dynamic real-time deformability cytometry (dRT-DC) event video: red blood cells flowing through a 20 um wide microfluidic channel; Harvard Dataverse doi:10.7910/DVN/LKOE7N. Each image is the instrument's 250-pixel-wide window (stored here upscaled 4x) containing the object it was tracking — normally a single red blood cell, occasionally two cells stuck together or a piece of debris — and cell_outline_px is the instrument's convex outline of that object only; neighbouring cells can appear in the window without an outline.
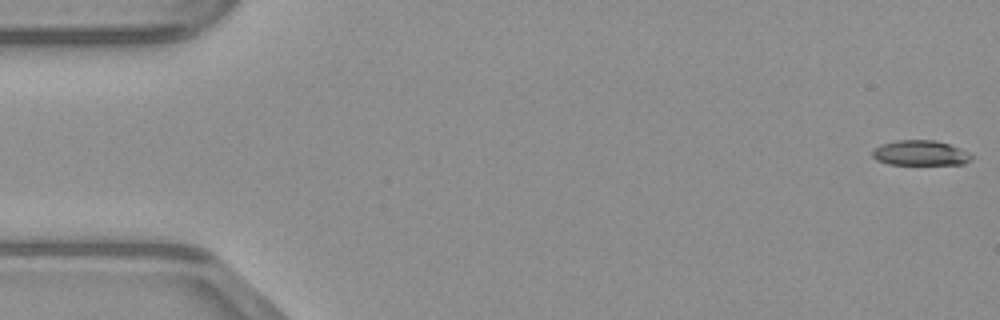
{"species": "common noctule bat (a hibernating species)", "species_latin": "Nyctalus noctula", "temperature_condition": "warm", "stored_images_in_passage": 48, "camera_frame_rate_fps": 3000, "um_per_image_px": 0.085, "animal": {"sex": "male", "body_mass_g": 23.1, "forearm_length_mm": 52.7}, "frame": {"image": 1, "passage_image": 1, "time_ms": 0.0, "image_size_px": [1000, 320], "cell_outline_px": [[972, 160], [964, 164], [888, 164], [876, 160], [872, 156], [872, 148], [880, 144], [896, 140], [936, 140], [972, 152]], "centroid_in_image_um": [78.23, 13.0], "position_along_channel_um": 6.8, "area_um2": 14.74}}
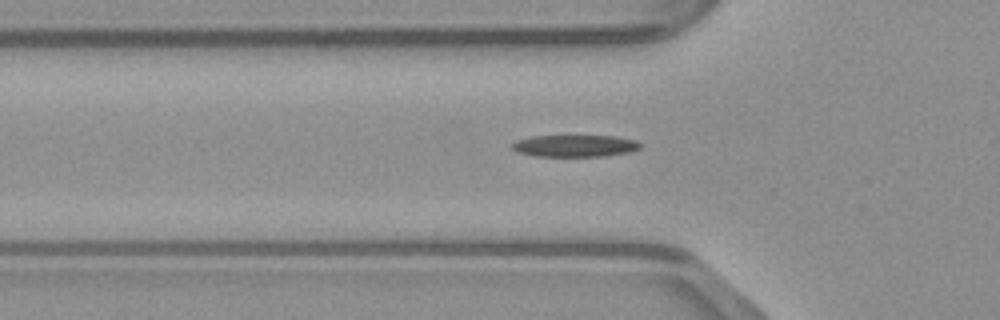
{"frame": {"image": 2, "passage_image": 16, "time_ms": 5.0, "image_size_px": [1000, 320], "cell_outline_px": [[640, 148], [632, 152], [604, 156], [536, 156], [516, 152], [508, 144], [516, 140], [532, 136], [616, 136], [636, 140], [640, 144]], "centroid_in_image_um": [48.84, 12.39], "position_along_channel_um": 77.0, "area_um2": 16.53}}
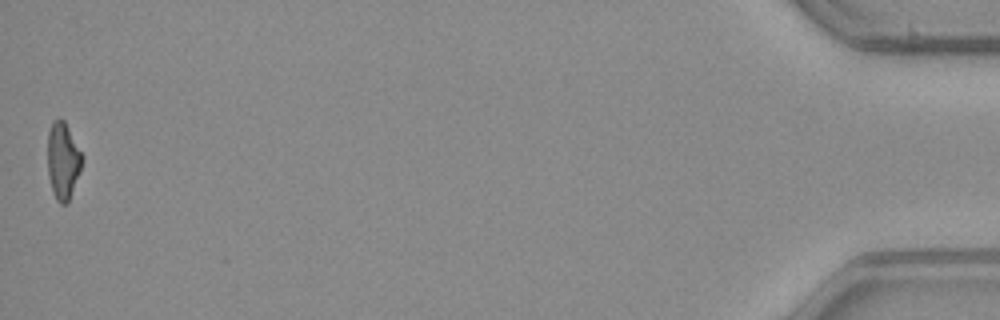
{"frame": {"image": 3, "passage_image": 48, "time_ms": 15.667, "image_size_px": [1000, 320], "cell_outline_px": [[84, 160], [80, 172], [68, 204], [60, 204], [56, 200], [52, 192], [48, 172], [48, 132], [52, 120], [56, 116], [60, 116], [64, 120], [84, 156]], "centroid_in_image_um": [5.36, 13.64], "position_along_channel_um": 429.8, "area_um2": 15.9}}